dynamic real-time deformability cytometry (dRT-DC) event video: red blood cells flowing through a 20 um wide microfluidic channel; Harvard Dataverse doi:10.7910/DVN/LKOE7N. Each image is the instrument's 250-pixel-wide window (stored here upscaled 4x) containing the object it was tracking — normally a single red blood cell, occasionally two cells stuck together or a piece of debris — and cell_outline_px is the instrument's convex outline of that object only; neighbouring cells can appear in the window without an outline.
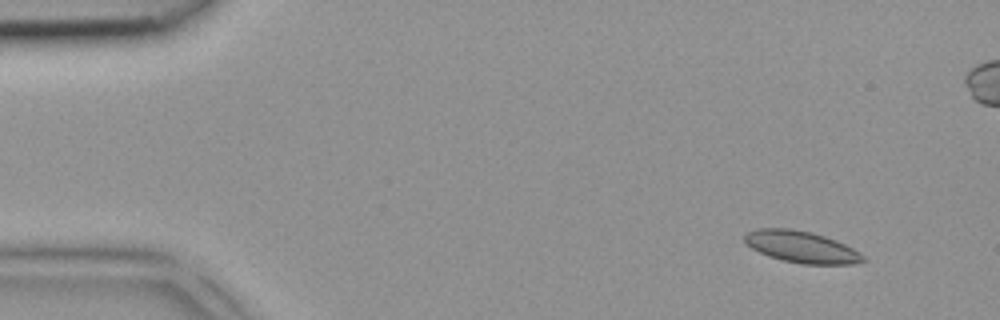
{"species": "common noctule bat (a hibernating species)", "species_latin": "Nyctalus noctula", "temperature_condition": "room temperature", "stored_images_in_passage": 2, "camera_frame_rate_fps": 3000, "um_per_image_px": 0.085, "animal": {"sex": "female", "body_mass_g": 18.4}, "frame": {"image": 1, "passage_image": 2, "time_ms": 0.333, "image_size_px": [1000, 320], "cell_outline_px": [[864, 260], [852, 264], [800, 264], [768, 256], [752, 248], [744, 240], [744, 236], [748, 232], [756, 228], [792, 228], [812, 232], [836, 240], [860, 252], [864, 256]], "centroid_in_image_um": [68.11, 20.97], "position_along_channel_um": 16.9, "area_um2": 21.73}}